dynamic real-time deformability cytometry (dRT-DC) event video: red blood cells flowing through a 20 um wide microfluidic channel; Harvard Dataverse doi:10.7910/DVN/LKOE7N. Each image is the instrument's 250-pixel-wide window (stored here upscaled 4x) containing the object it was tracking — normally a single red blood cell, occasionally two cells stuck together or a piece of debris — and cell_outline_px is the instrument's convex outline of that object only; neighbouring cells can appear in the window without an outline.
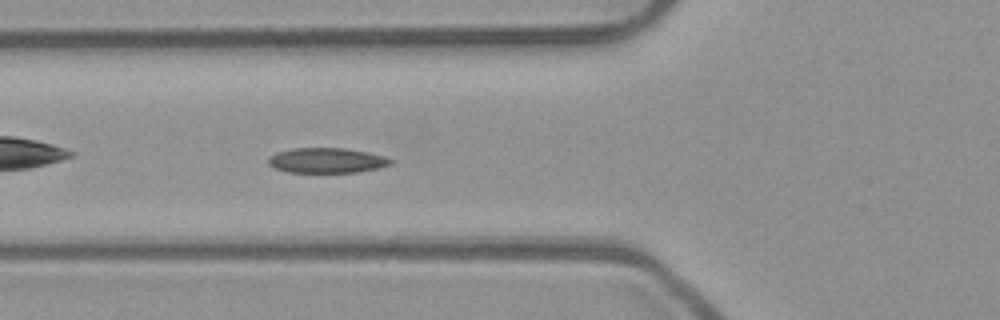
{"species": "common noctule bat (a hibernating species)", "species_latin": "Nyctalus noctula", "temperature_condition": "room temperature", "stored_images_in_passage": 53, "camera_frame_rate_fps": 3000, "um_per_image_px": 0.085, "animal": {"sex": "male", "body_mass_g": 23.1, "forearm_length_mm": 52.7}, "frame": {"image": 1, "passage_image": 19, "time_ms": 6.0, "image_size_px": [1000, 320], "cell_outline_px": [[396, 160], [392, 164], [380, 168], [356, 172], [288, 172], [276, 168], [268, 164], [268, 156], [276, 152], [292, 148], [344, 148], [368, 152], [384, 156]], "centroid_in_image_um": [27.8, 13.63], "position_along_channel_um": 98.0, "area_um2": 18.03}}
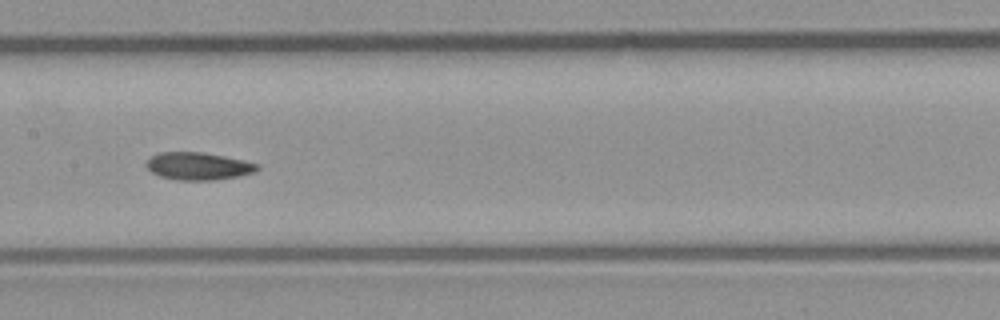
{"frame": {"image": 2, "passage_image": 26, "time_ms": 8.333, "image_size_px": [1000, 320], "cell_outline_px": [[260, 168], [256, 172], [240, 176], [212, 180], [176, 180], [160, 176], [152, 172], [144, 164], [152, 156], [160, 152], [200, 152], [224, 156], [260, 164]], "centroid_in_image_um": [16.88, 14.12], "position_along_channel_um": 190.5, "area_um2": 17.8}}
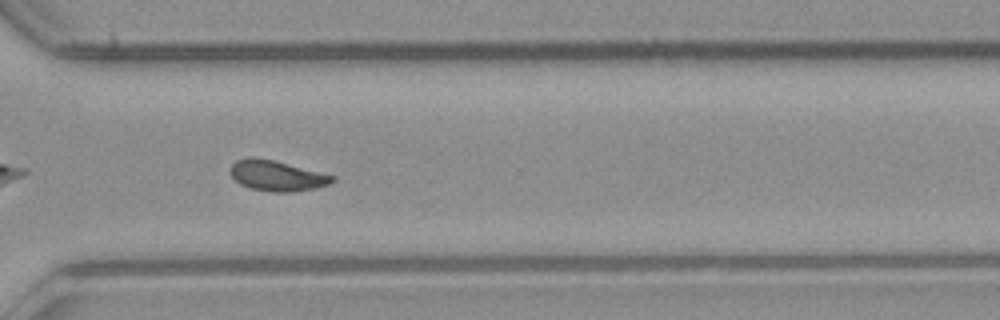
{"frame": {"image": 3, "passage_image": 38, "time_ms": 12.333, "image_size_px": [1000, 320], "cell_outline_px": [[336, 180], [332, 184], [316, 188], [292, 192], [272, 192], [252, 188], [240, 184], [232, 176], [232, 164], [236, 160], [252, 156], [272, 160], [336, 176]], "centroid_in_image_um": [23.59, 14.94], "position_along_channel_um": 347.0, "area_um2": 17.98}}